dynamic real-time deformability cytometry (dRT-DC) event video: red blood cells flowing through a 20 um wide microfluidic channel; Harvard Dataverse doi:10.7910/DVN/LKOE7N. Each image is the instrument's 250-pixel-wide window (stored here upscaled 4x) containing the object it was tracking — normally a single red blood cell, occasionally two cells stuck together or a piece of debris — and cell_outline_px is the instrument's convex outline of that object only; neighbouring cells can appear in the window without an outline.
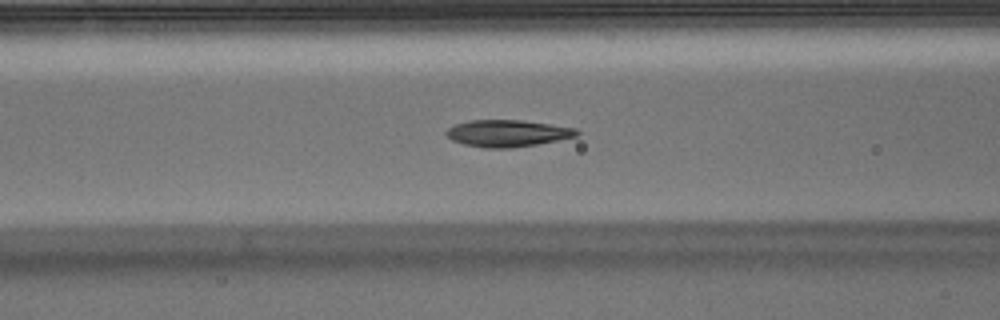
{"species": "Egyptian fruit bat (a non-hibernating species)", "species_latin": "Rousettus aegyptiacus", "temperature_condition": "warm", "stored_images_in_passage": 45, "camera_frame_rate_fps": 3000, "um_per_image_px": 0.085, "animal": {"sex": "male"}, "frame": {"image": 1, "passage_image": 14, "time_ms": 4.333, "image_size_px": [1000, 320], "cell_outline_px": [[580, 132], [576, 136], [536, 144], [512, 148], [484, 148], [464, 144], [452, 140], [444, 132], [448, 128], [456, 124], [468, 120], [524, 120], [576, 128]], "centroid_in_image_um": [43.12, 11.32], "position_along_channel_um": 123.5, "area_um2": 20.35}}
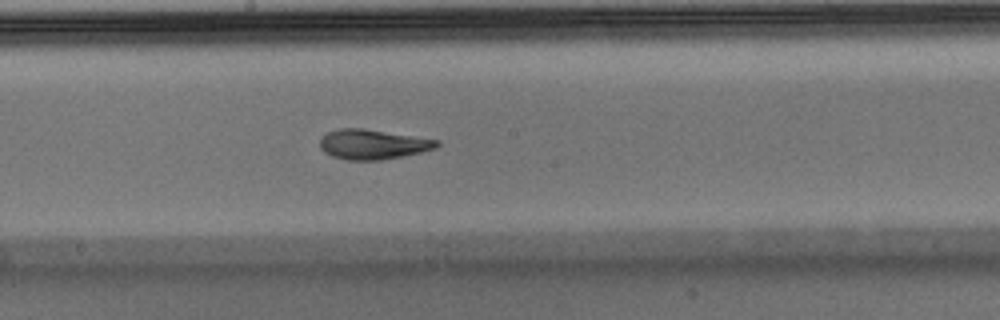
{"frame": {"image": 2, "passage_image": 21, "time_ms": 6.667, "image_size_px": [1000, 320], "cell_outline_px": [[440, 144], [436, 148], [420, 152], [380, 160], [348, 160], [332, 156], [324, 152], [320, 148], [320, 140], [328, 132], [340, 128], [364, 128], [440, 140]], "centroid_in_image_um": [31.69, 12.26], "position_along_channel_um": 216.5, "area_um2": 20.23}}
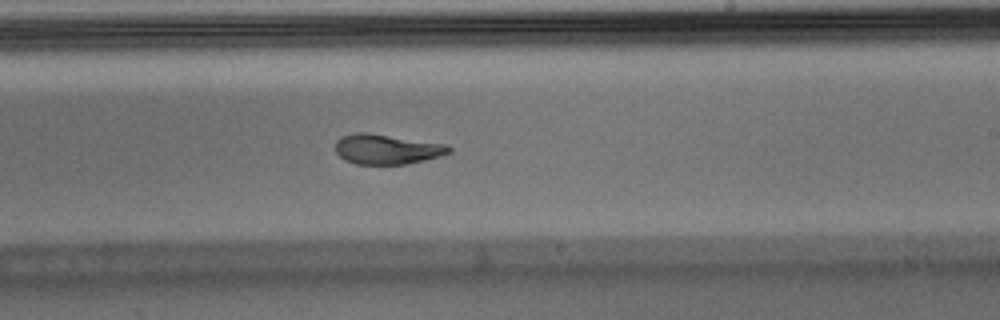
{"frame": {"image": 3, "passage_image": 24, "time_ms": 7.667, "image_size_px": [1000, 320], "cell_outline_px": [[452, 152], [440, 156], [408, 164], [356, 164], [344, 160], [336, 152], [336, 140], [340, 136], [352, 132], [368, 132], [448, 144], [452, 148]], "centroid_in_image_um": [32.88, 12.67], "position_along_channel_um": 256.1, "area_um2": 20.17}, "authors_computed_cell_mechanics": {"area_um2": 20.3456, "velocity_mm_per_s": 3.9822, "shape_relaxation_time_tau1_ms": null, "shape_relaxation_time_tau2_ms": 1.6598, "deformation_change_tau1": null, "deformation_change_tau2": 0.0736}}